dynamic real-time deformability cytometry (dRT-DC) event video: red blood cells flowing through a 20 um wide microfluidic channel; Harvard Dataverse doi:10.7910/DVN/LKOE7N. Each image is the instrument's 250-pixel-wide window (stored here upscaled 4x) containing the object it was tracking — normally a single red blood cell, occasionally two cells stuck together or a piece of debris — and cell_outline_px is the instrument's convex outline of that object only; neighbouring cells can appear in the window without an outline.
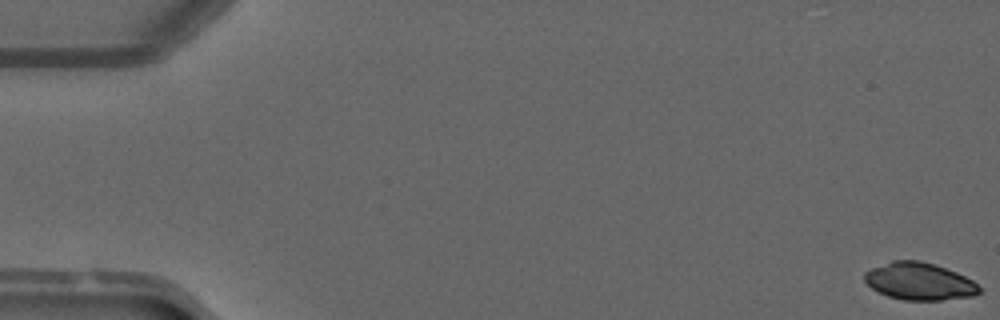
{"species": "common noctule bat (a hibernating species)", "species_latin": "Nyctalus noctula", "temperature_condition": "warm", "stored_images_in_passage": 51, "camera_frame_rate_fps": 3000, "um_per_image_px": 0.085, "animal": {"sex": "male", "forearm_length_mm": 52.5}, "frame": {"image": 1, "passage_image": 1, "time_ms": 0.0, "image_size_px": [1000, 320], "cell_outline_px": [[980, 292], [972, 296], [940, 300], [904, 300], [888, 296], [872, 288], [864, 280], [864, 272], [872, 268], [892, 260], [920, 260], [936, 264], [956, 272], [972, 280], [980, 288]], "centroid_in_image_um": [78.13, 23.9], "position_along_channel_um": 6.9, "area_um2": 24.85}}
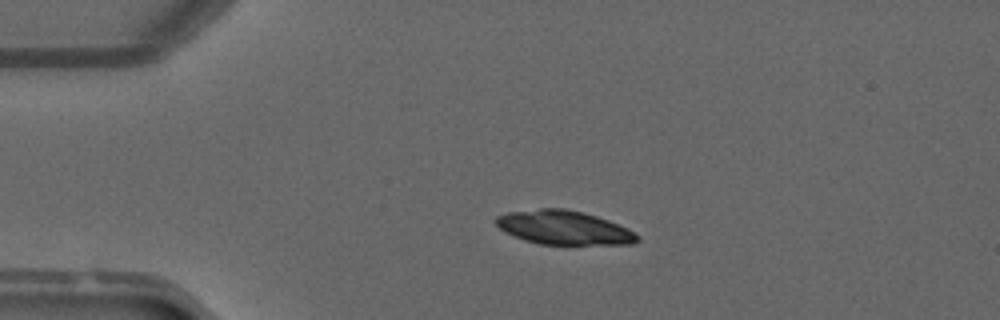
{"frame": {"image": 2, "passage_image": 12, "time_ms": 3.667, "image_size_px": [1000, 320], "cell_outline_px": [[640, 240], [632, 244], [540, 244], [524, 240], [504, 232], [496, 224], [496, 216], [508, 212], [540, 208], [564, 208], [584, 212], [608, 220], [628, 228], [640, 236]], "centroid_in_image_um": [47.93, 19.34], "position_along_channel_um": 37.1, "area_um2": 27.98}}
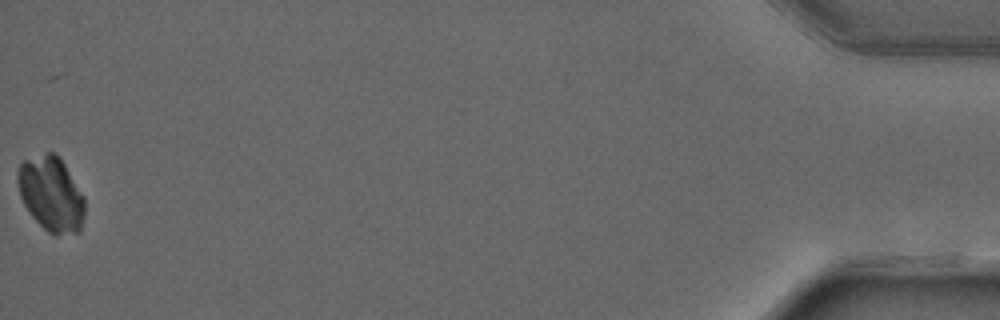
{"frame": {"image": 3, "passage_image": 51, "time_ms": 16.667, "image_size_px": [1000, 320], "cell_outline_px": [[84, 216], [80, 232], [56, 236], [48, 232], [32, 216], [24, 204], [20, 196], [16, 180], [16, 172], [20, 164], [24, 160], [48, 152], [56, 152], [60, 156], [84, 196]], "centroid_in_image_um": [4.35, 16.48], "position_along_channel_um": 430.9, "area_um2": 29.48}}